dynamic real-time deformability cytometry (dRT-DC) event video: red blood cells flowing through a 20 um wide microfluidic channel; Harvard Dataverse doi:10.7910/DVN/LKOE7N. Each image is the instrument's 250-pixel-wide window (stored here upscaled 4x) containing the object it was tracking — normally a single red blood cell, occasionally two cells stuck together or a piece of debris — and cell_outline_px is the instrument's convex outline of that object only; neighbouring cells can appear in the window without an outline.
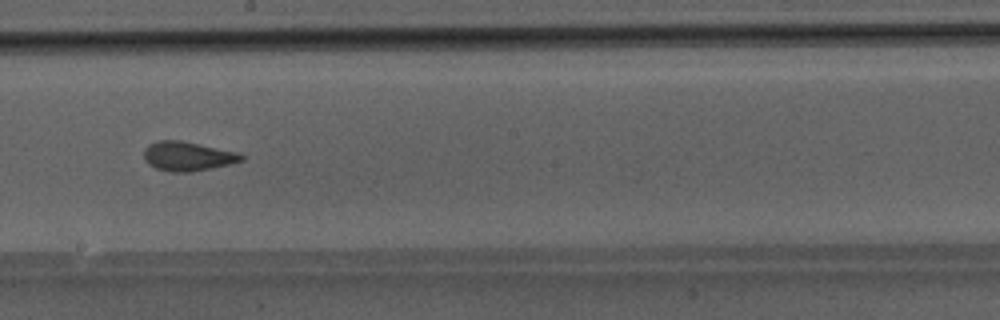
{"species": "Egyptian fruit bat (a non-hibernating species)", "species_latin": "Rousettus aegyptiacus", "temperature_condition": "room temperature", "stored_images_in_passage": 39, "camera_frame_rate_fps": 3000, "um_per_image_px": 0.085, "animal": {"sex": "male"}, "frame": {"image": 1, "passage_image": 17, "time_ms": 5.333, "image_size_px": [1000, 320], "cell_outline_px": [[244, 160], [228, 164], [192, 172], [172, 172], [156, 168], [148, 164], [144, 160], [144, 148], [148, 144], [156, 140], [180, 140], [240, 152], [244, 156]], "centroid_in_image_um": [15.93, 13.27], "position_along_channel_um": 232.3, "area_um2": 16.76}}
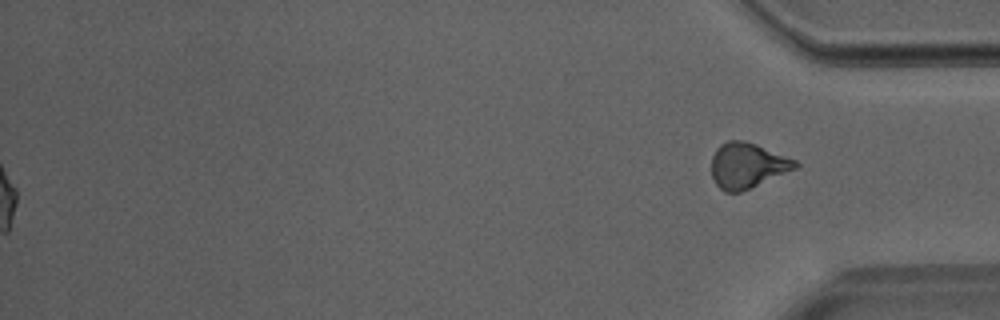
{"frame": {"image": 2, "passage_image": 39, "time_ms": 12.667, "image_size_px": [1000, 320], "cell_outline_px": [[800, 164], [796, 168], [740, 192], [724, 192], [716, 184], [712, 176], [712, 156], [716, 148], [720, 144], [728, 140], [744, 140], [756, 144], [796, 160]], "centroid_in_image_um": [63.5, 14.05], "position_along_channel_um": 371.7, "area_um2": 21.96}}